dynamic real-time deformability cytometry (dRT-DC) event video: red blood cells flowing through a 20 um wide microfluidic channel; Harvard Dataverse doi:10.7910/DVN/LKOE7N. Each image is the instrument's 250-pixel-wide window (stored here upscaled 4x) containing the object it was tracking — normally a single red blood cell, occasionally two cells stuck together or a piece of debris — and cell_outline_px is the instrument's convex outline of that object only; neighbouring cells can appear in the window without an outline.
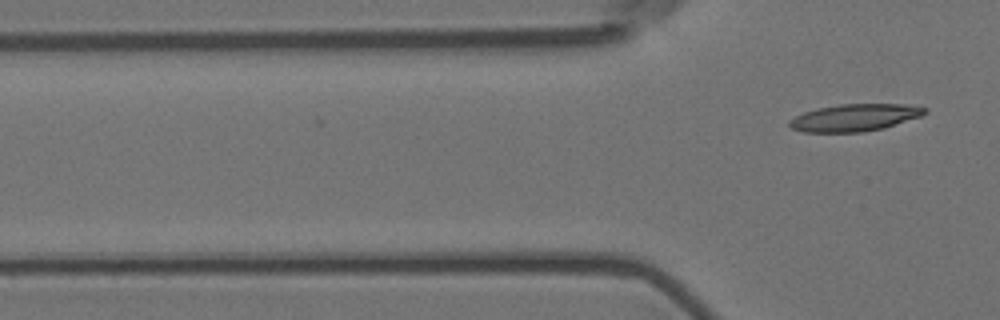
{"species": "Egyptian fruit bat (a non-hibernating species)", "species_latin": "Rousettus aegyptiacus", "temperature_condition": "room temperature", "stored_images_in_passage": 3, "camera_frame_rate_fps": 3000, "um_per_image_px": 0.085, "animal": {"sex": "female"}, "frame": {"image": 1, "passage_image": 3, "time_ms": 0.667, "image_size_px": [1000, 320], "cell_outline_px": [[928, 112], [920, 116], [884, 128], [864, 132], [804, 132], [792, 128], [788, 124], [788, 120], [804, 112], [816, 108], [840, 104], [904, 104], [928, 108]], "centroid_in_image_um": [72.64, 9.99], "position_along_channel_um": 53.2, "area_um2": 21.44}}